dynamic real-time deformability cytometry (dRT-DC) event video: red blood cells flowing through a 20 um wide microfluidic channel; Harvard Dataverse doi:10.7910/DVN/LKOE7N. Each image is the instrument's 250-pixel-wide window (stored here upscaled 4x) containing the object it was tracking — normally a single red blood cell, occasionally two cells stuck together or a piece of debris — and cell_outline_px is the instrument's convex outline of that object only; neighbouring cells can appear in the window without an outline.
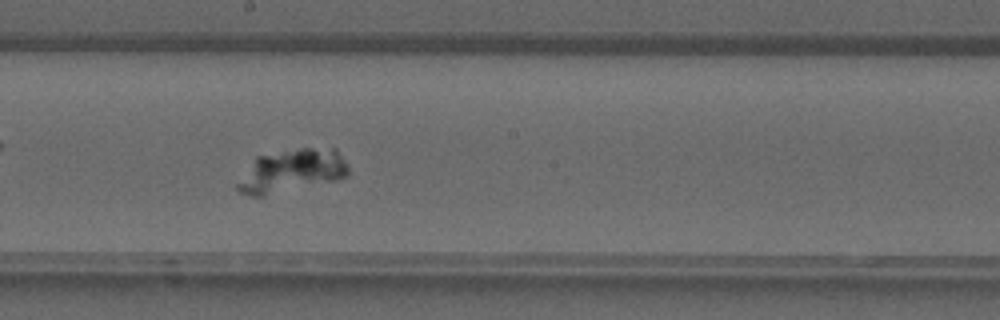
{"species": "common noctule bat (a hibernating species)", "species_latin": "Nyctalus noctula", "temperature_condition": "warm", "stored_images_in_passage": 32, "camera_frame_rate_fps": 3000, "um_per_image_px": 0.085, "animal": {"sex": "male", "forearm_length_mm": 52.5}, "frame": {"image": 1, "passage_image": 14, "time_ms": 4.333, "image_size_px": [1000, 320], "cell_outline_px": [[348, 176], [336, 180], [264, 196], [252, 196], [240, 192], [236, 188], [236, 184], [256, 156], [300, 148], [336, 148], [348, 164]], "centroid_in_image_um": [24.82, 14.52], "position_along_channel_um": 223.4, "area_um2": 27.63}}
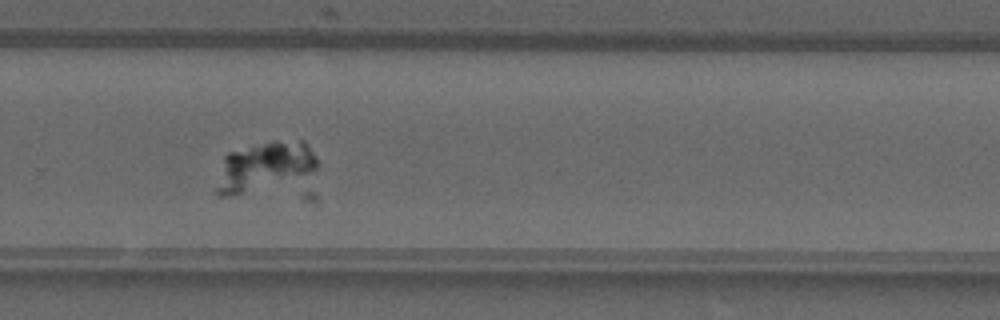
{"frame": {"image": 2, "passage_image": 19, "time_ms": 6.0, "image_size_px": [1000, 320], "cell_outline_px": [[316, 168], [312, 172], [244, 192], [228, 196], [216, 196], [216, 188], [224, 156], [228, 152], [272, 140], [304, 140], [316, 156]], "centroid_in_image_um": [22.45, 14.08], "position_along_channel_um": 307.4, "area_um2": 27.74}}
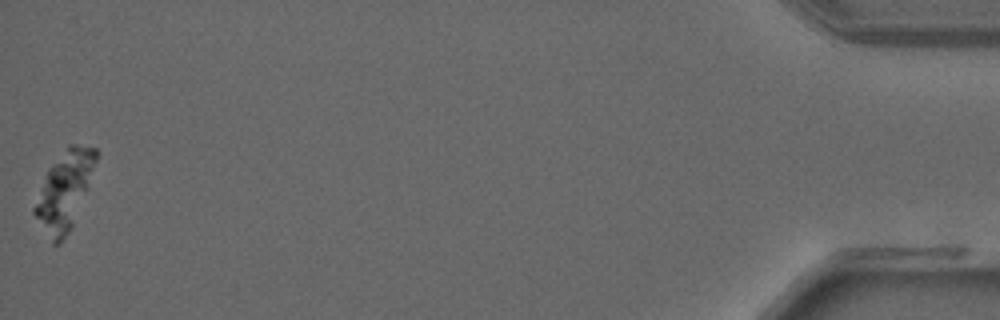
{"frame": {"image": 3, "passage_image": 32, "time_ms": 10.333, "image_size_px": [1000, 320], "cell_outline_px": [[96, 160], [88, 188], [72, 224], [68, 232], [60, 244], [52, 244], [32, 212], [32, 208], [48, 168], [68, 144], [76, 144], [96, 148]], "centroid_in_image_um": [5.45, 16.2], "position_along_channel_um": 429.8, "area_um2": 27.57}}